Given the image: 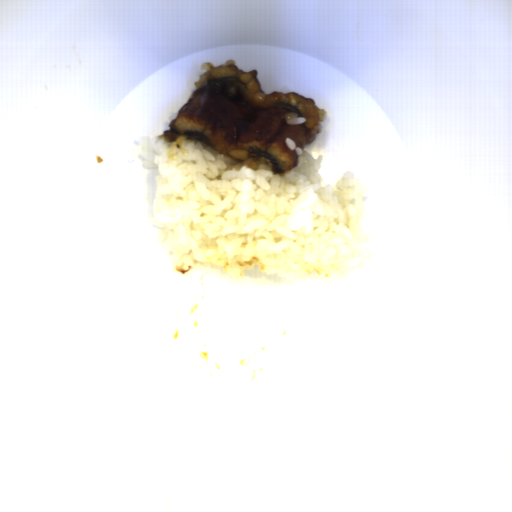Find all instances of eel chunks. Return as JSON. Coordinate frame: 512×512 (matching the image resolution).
I'll return each instance as SVG.
<instances>
[{
    "label": "eel chunks",
    "instance_id": "4dd315ae",
    "mask_svg": "<svg viewBox=\"0 0 512 512\" xmlns=\"http://www.w3.org/2000/svg\"><path fill=\"white\" fill-rule=\"evenodd\" d=\"M206 69L193 82L195 90L177 109L168 128L162 132L164 142H175L179 136L196 139L215 152L235 161L231 150H247L250 158L268 164L274 174L285 176L297 168L296 149L285 139L304 150L312 144L327 120V112L315 99L296 92L266 93L257 78V69L245 71L226 60L219 65L200 63ZM305 116L304 125L286 124V113ZM242 162V161H241Z\"/></svg>",
    "mask_w": 512,
    "mask_h": 512
}]
</instances>
